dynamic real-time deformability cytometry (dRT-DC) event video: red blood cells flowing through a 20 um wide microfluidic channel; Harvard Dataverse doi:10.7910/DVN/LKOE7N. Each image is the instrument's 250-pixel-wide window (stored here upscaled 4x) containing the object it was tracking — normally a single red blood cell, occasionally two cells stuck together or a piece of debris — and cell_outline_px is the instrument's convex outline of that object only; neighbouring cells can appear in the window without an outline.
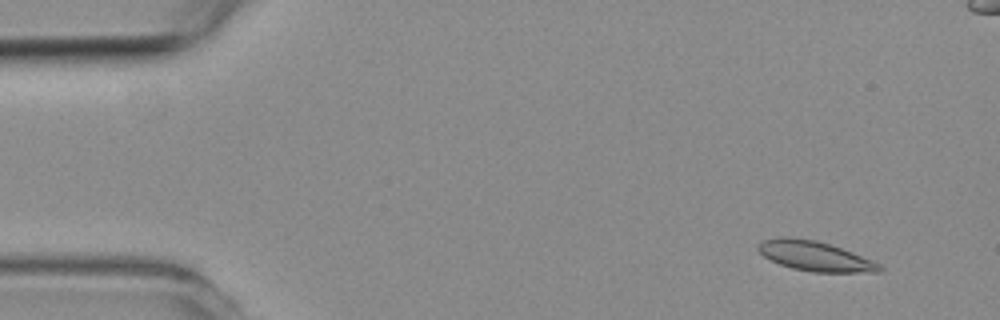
{"species": "common noctule bat (a hibernating species)", "species_latin": "Nyctalus noctula", "temperature_condition": "room temperature", "stored_images_in_passage": 4, "camera_frame_rate_fps": 3000, "um_per_image_px": 0.085, "animal": {"sex": "female", "body_mass_g": 19.3, "forearm_length_mm": 54.1}, "frame": {"image": 1, "passage_image": 1, "time_ms": 0.0, "image_size_px": [1000, 320], "cell_outline_px": [[884, 268], [880, 272], [812, 272], [792, 268], [780, 264], [764, 256], [756, 248], [756, 244], [760, 240], [780, 236], [788, 236], [816, 240], [852, 252], [872, 260], [880, 264]], "centroid_in_image_um": [69.23, 21.75], "position_along_channel_um": 15.8, "area_um2": 21.15}}